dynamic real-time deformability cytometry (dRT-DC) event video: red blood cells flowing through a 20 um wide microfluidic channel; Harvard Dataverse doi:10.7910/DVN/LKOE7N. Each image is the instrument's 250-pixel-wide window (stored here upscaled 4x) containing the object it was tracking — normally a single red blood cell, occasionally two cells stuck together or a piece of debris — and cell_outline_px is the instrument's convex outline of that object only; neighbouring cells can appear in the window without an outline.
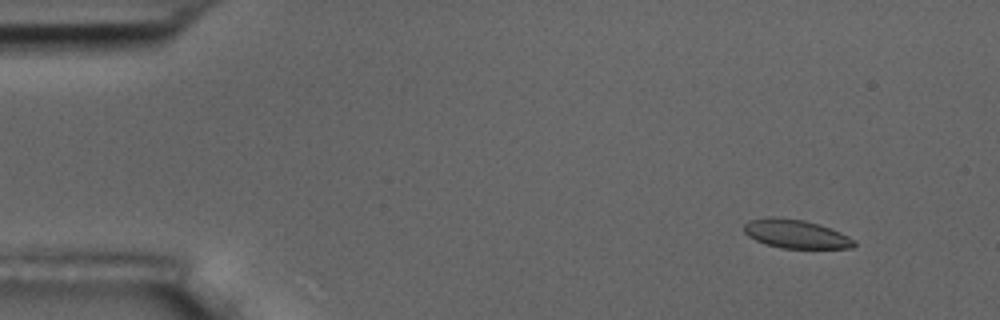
{"species": "common noctule bat (a hibernating species)", "species_latin": "Nyctalus noctula", "temperature_condition": "room temperature", "stored_images_in_passage": 5, "camera_frame_rate_fps": 3000, "um_per_image_px": 0.085, "animal": {"sex": "male", "body_mass_g": 17.5, "forearm_length_mm": 52.3}, "frame": {"image": 1, "passage_image": 2, "time_ms": 1.333, "image_size_px": [1000, 320], "cell_outline_px": [[856, 244], [852, 248], [780, 248], [764, 244], [748, 236], [744, 232], [744, 224], [748, 220], [768, 216], [772, 216], [804, 220], [820, 224], [840, 232], [856, 240]], "centroid_in_image_um": [67.63, 19.88], "position_along_channel_um": 17.4, "area_um2": 18.61}}